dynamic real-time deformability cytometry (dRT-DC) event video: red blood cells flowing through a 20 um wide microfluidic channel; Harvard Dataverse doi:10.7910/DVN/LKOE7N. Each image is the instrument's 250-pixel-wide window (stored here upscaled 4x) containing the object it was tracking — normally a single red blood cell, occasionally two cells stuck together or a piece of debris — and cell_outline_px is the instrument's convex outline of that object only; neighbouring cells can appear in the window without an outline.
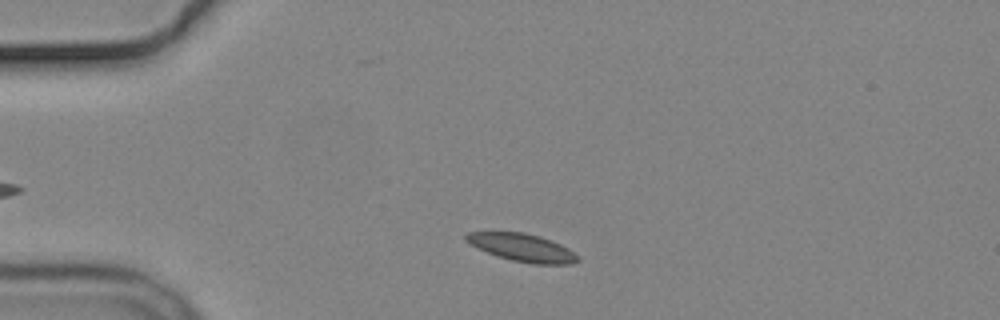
{"species": "common noctule bat (a hibernating species)", "species_latin": "Nyctalus noctula", "temperature_condition": "cold", "stored_images_in_passage": 2, "camera_frame_rate_fps": 3000, "um_per_image_px": 0.085, "animal": {"sex": "male", "body_mass_g": 19.2, "forearm_length_mm": 51.8}, "frame": {"image": 1, "passage_image": 1, "time_ms": 0.0, "image_size_px": [1000, 320], "cell_outline_px": [[580, 260], [572, 264], [532, 264], [512, 260], [488, 252], [464, 240], [464, 236], [468, 232], [524, 232], [540, 236], [560, 244], [568, 248], [580, 256]], "centroid_in_image_um": [44.45, 21.04], "position_along_channel_um": 40.6, "area_um2": 17.92}}